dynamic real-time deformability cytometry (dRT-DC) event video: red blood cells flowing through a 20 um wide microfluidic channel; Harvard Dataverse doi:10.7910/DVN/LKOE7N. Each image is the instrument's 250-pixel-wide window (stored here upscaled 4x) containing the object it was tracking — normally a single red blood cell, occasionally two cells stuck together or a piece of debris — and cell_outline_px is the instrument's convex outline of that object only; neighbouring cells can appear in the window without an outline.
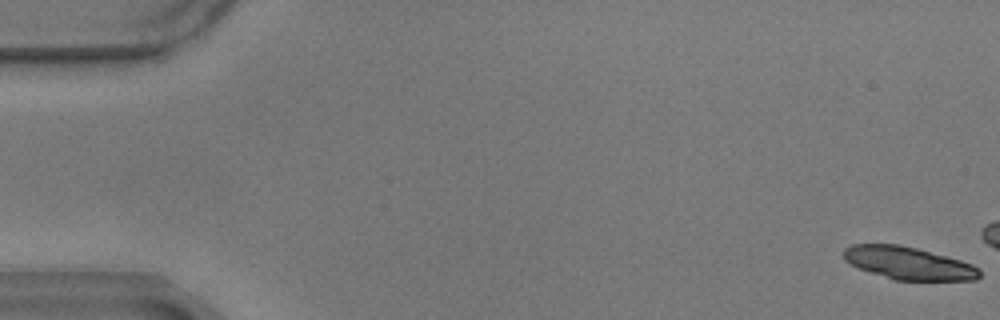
{"species": "common noctule bat (a hibernating species)", "species_latin": "Nyctalus noctula", "temperature_condition": "warm", "stored_images_in_passage": 13, "camera_frame_rate_fps": 3000, "um_per_image_px": 0.085, "animal": {"sex": "male", "body_mass_g": 17.9}, "frame": {"image": 1, "passage_image": 1, "time_ms": 0.0, "image_size_px": [1000, 320], "cell_outline_px": [[980, 276], [976, 280], [896, 280], [860, 268], [844, 260], [844, 248], [852, 244], [900, 244], [916, 248], [960, 260], [972, 264], [980, 268]], "centroid_in_image_um": [77.24, 22.36], "position_along_channel_um": 7.8, "area_um2": 25.55}}